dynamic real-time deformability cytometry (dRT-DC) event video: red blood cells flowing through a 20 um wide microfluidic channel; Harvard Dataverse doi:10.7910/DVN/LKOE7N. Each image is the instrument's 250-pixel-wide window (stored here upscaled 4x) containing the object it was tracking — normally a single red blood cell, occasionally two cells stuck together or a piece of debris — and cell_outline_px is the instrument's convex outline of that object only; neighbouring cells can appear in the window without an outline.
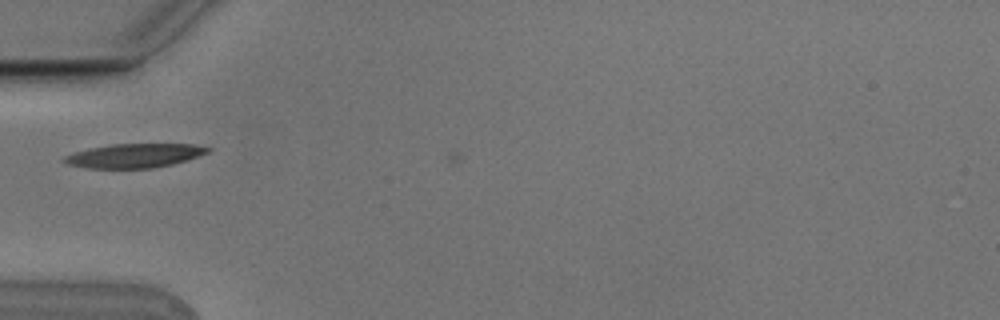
{"species": "Egyptian fruit bat (a non-hibernating species)", "species_latin": "Rousettus aegyptiacus", "temperature_condition": "cold", "stored_images_in_passage": 3, "camera_frame_rate_fps": 3000, "um_per_image_px": 0.085, "animal": {"sex": "male"}, "frame": {"image": 1, "passage_image": 2, "time_ms": 0.333, "image_size_px": [1000, 320], "cell_outline_px": [[212, 148], [208, 152], [188, 160], [172, 164], [152, 168], [88, 168], [68, 164], [60, 160], [64, 156], [88, 148], [112, 144], [192, 144]], "centroid_in_image_um": [11.41, 13.23], "position_along_channel_um": 73.6, "area_um2": 20.06}}